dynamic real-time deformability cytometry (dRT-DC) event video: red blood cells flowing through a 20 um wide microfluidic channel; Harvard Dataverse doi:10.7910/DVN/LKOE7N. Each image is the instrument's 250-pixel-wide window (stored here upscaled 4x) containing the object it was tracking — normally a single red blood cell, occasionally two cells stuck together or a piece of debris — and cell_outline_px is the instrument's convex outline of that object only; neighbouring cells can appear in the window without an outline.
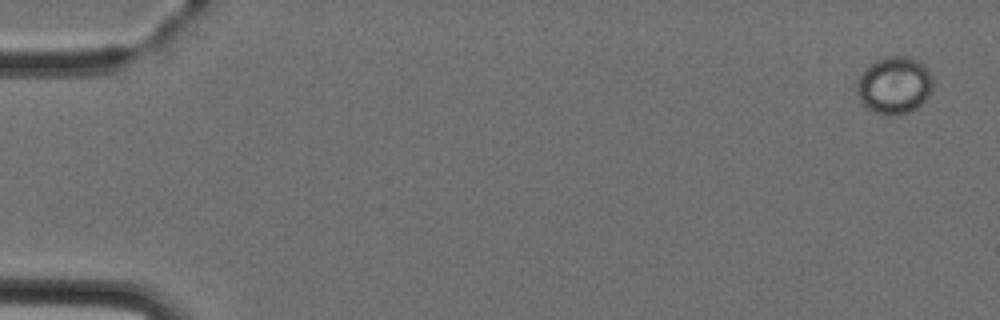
{"species": "Egyptian fruit bat (a non-hibernating species)", "species_latin": "Rousettus aegyptiacus", "temperature_condition": "cold", "stored_images_in_passage": 4, "camera_frame_rate_fps": 3000, "um_per_image_px": 0.085, "animal": {"sex": "female"}, "frame": {"image": 1, "passage_image": 1, "time_ms": 0.0, "image_size_px": [1000, 320], "cell_outline_px": [[932, 92], [912, 112], [896, 116], [888, 116], [872, 112], [860, 100], [856, 88], [856, 84], [860, 76], [868, 64], [876, 60], [888, 56], [904, 56], [916, 60], [924, 64], [928, 68], [932, 76]], "centroid_in_image_um": [76.02, 7.26], "position_along_channel_um": 9.0, "area_um2": 25.66}}
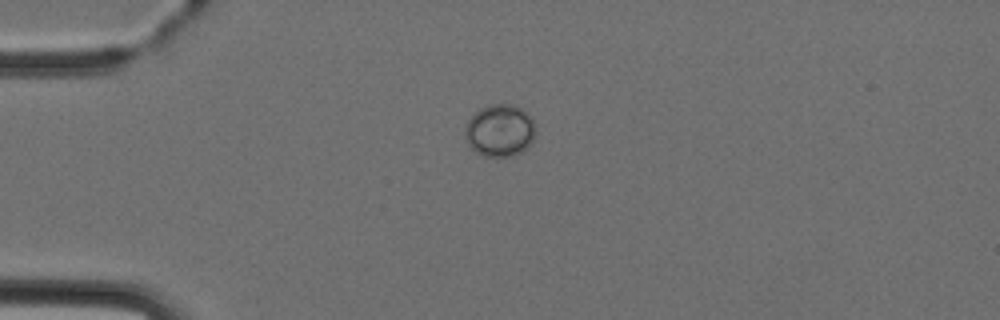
{"frame": {"image": 2, "passage_image": 4, "time_ms": 3.667, "image_size_px": [1000, 320], "cell_outline_px": [[536, 136], [528, 148], [512, 156], [484, 156], [476, 152], [468, 144], [464, 136], [464, 124], [480, 108], [488, 104], [512, 104], [520, 108], [536, 124]], "centroid_in_image_um": [42.48, 11.1], "position_along_channel_um": 42.5, "area_um2": 21.73}}